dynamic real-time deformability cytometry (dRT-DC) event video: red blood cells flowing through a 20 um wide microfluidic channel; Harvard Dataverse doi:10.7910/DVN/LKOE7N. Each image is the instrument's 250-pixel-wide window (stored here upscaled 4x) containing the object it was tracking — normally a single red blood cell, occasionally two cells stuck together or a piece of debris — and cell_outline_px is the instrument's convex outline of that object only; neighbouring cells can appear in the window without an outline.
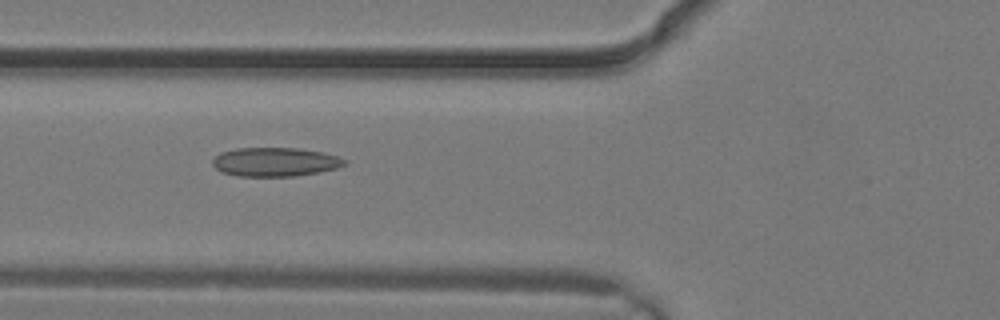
{"species": "common noctule bat (a hibernating species)", "species_latin": "Nyctalus noctula", "temperature_condition": "warm", "stored_images_in_passage": 3, "camera_frame_rate_fps": 3000, "um_per_image_px": 0.085, "animal": {"sex": "male", "body_mass_g": 19.2, "forearm_length_mm": 51.8}, "frame": {"image": 1, "passage_image": 3, "time_ms": 0.667, "image_size_px": [1000, 320], "cell_outline_px": [[348, 164], [336, 168], [320, 172], [292, 176], [236, 176], [220, 172], [212, 164], [212, 160], [220, 152], [236, 148], [296, 148], [324, 152], [340, 156], [348, 160]], "centroid_in_image_um": [23.41, 13.76], "position_along_channel_um": 102.4, "area_um2": 22.48}}